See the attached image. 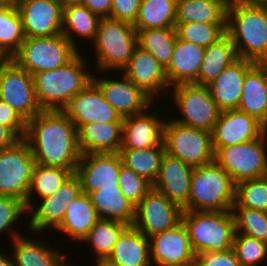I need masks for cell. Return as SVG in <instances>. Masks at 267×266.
I'll use <instances>...</instances> for the list:
<instances>
[{
    "mask_svg": "<svg viewBox=\"0 0 267 266\" xmlns=\"http://www.w3.org/2000/svg\"><path fill=\"white\" fill-rule=\"evenodd\" d=\"M10 0H0V8L5 6Z\"/></svg>",
    "mask_w": 267,
    "mask_h": 266,
    "instance_id": "cell-56",
    "label": "cell"
},
{
    "mask_svg": "<svg viewBox=\"0 0 267 266\" xmlns=\"http://www.w3.org/2000/svg\"><path fill=\"white\" fill-rule=\"evenodd\" d=\"M267 131L259 138L246 143L221 147L214 161L237 184L244 180L267 176Z\"/></svg>",
    "mask_w": 267,
    "mask_h": 266,
    "instance_id": "cell-9",
    "label": "cell"
},
{
    "mask_svg": "<svg viewBox=\"0 0 267 266\" xmlns=\"http://www.w3.org/2000/svg\"><path fill=\"white\" fill-rule=\"evenodd\" d=\"M95 265H96V266H111L110 264H108V263L105 262V261L96 262Z\"/></svg>",
    "mask_w": 267,
    "mask_h": 266,
    "instance_id": "cell-55",
    "label": "cell"
},
{
    "mask_svg": "<svg viewBox=\"0 0 267 266\" xmlns=\"http://www.w3.org/2000/svg\"><path fill=\"white\" fill-rule=\"evenodd\" d=\"M185 225L195 255L202 252H224L233 247L235 220L230 211H186Z\"/></svg>",
    "mask_w": 267,
    "mask_h": 266,
    "instance_id": "cell-5",
    "label": "cell"
},
{
    "mask_svg": "<svg viewBox=\"0 0 267 266\" xmlns=\"http://www.w3.org/2000/svg\"><path fill=\"white\" fill-rule=\"evenodd\" d=\"M236 184L215 161L193 168L186 211H230Z\"/></svg>",
    "mask_w": 267,
    "mask_h": 266,
    "instance_id": "cell-4",
    "label": "cell"
},
{
    "mask_svg": "<svg viewBox=\"0 0 267 266\" xmlns=\"http://www.w3.org/2000/svg\"><path fill=\"white\" fill-rule=\"evenodd\" d=\"M25 37H48L62 33L63 5L60 0H14Z\"/></svg>",
    "mask_w": 267,
    "mask_h": 266,
    "instance_id": "cell-15",
    "label": "cell"
},
{
    "mask_svg": "<svg viewBox=\"0 0 267 266\" xmlns=\"http://www.w3.org/2000/svg\"><path fill=\"white\" fill-rule=\"evenodd\" d=\"M136 31L138 46L151 53L166 69L171 61L177 39L176 28H152Z\"/></svg>",
    "mask_w": 267,
    "mask_h": 266,
    "instance_id": "cell-39",
    "label": "cell"
},
{
    "mask_svg": "<svg viewBox=\"0 0 267 266\" xmlns=\"http://www.w3.org/2000/svg\"><path fill=\"white\" fill-rule=\"evenodd\" d=\"M232 248L241 266H258L267 259V243L245 234L235 233Z\"/></svg>",
    "mask_w": 267,
    "mask_h": 266,
    "instance_id": "cell-44",
    "label": "cell"
},
{
    "mask_svg": "<svg viewBox=\"0 0 267 266\" xmlns=\"http://www.w3.org/2000/svg\"><path fill=\"white\" fill-rule=\"evenodd\" d=\"M168 120V121H167ZM165 152L195 168L214 161L212 134L167 119L163 126Z\"/></svg>",
    "mask_w": 267,
    "mask_h": 266,
    "instance_id": "cell-8",
    "label": "cell"
},
{
    "mask_svg": "<svg viewBox=\"0 0 267 266\" xmlns=\"http://www.w3.org/2000/svg\"><path fill=\"white\" fill-rule=\"evenodd\" d=\"M72 174L71 170L62 167L43 166L36 163L25 203L27 210L35 205L32 197L37 198V200L39 197L40 200L52 196ZM35 193L37 197L33 196Z\"/></svg>",
    "mask_w": 267,
    "mask_h": 266,
    "instance_id": "cell-36",
    "label": "cell"
},
{
    "mask_svg": "<svg viewBox=\"0 0 267 266\" xmlns=\"http://www.w3.org/2000/svg\"><path fill=\"white\" fill-rule=\"evenodd\" d=\"M233 207L253 208L267 212V176L237 183Z\"/></svg>",
    "mask_w": 267,
    "mask_h": 266,
    "instance_id": "cell-43",
    "label": "cell"
},
{
    "mask_svg": "<svg viewBox=\"0 0 267 266\" xmlns=\"http://www.w3.org/2000/svg\"><path fill=\"white\" fill-rule=\"evenodd\" d=\"M254 64L252 61L238 58L207 85L212 99L221 111L239 107L245 74Z\"/></svg>",
    "mask_w": 267,
    "mask_h": 266,
    "instance_id": "cell-24",
    "label": "cell"
},
{
    "mask_svg": "<svg viewBox=\"0 0 267 266\" xmlns=\"http://www.w3.org/2000/svg\"><path fill=\"white\" fill-rule=\"evenodd\" d=\"M88 67L84 55L78 53L63 67L33 74L36 99L41 109L62 110L91 83L93 73Z\"/></svg>",
    "mask_w": 267,
    "mask_h": 266,
    "instance_id": "cell-3",
    "label": "cell"
},
{
    "mask_svg": "<svg viewBox=\"0 0 267 266\" xmlns=\"http://www.w3.org/2000/svg\"><path fill=\"white\" fill-rule=\"evenodd\" d=\"M10 242L12 266H71L60 249L50 248L48 242L39 238L33 240L20 236Z\"/></svg>",
    "mask_w": 267,
    "mask_h": 266,
    "instance_id": "cell-28",
    "label": "cell"
},
{
    "mask_svg": "<svg viewBox=\"0 0 267 266\" xmlns=\"http://www.w3.org/2000/svg\"><path fill=\"white\" fill-rule=\"evenodd\" d=\"M20 139L8 128L0 125V149L8 148Z\"/></svg>",
    "mask_w": 267,
    "mask_h": 266,
    "instance_id": "cell-51",
    "label": "cell"
},
{
    "mask_svg": "<svg viewBox=\"0 0 267 266\" xmlns=\"http://www.w3.org/2000/svg\"><path fill=\"white\" fill-rule=\"evenodd\" d=\"M177 37L203 48H207L221 38L227 30V23H187L175 24Z\"/></svg>",
    "mask_w": 267,
    "mask_h": 266,
    "instance_id": "cell-41",
    "label": "cell"
},
{
    "mask_svg": "<svg viewBox=\"0 0 267 266\" xmlns=\"http://www.w3.org/2000/svg\"><path fill=\"white\" fill-rule=\"evenodd\" d=\"M152 266H194L196 255L181 221L175 227L149 238Z\"/></svg>",
    "mask_w": 267,
    "mask_h": 266,
    "instance_id": "cell-14",
    "label": "cell"
},
{
    "mask_svg": "<svg viewBox=\"0 0 267 266\" xmlns=\"http://www.w3.org/2000/svg\"><path fill=\"white\" fill-rule=\"evenodd\" d=\"M82 5L101 18L110 17L112 0H83Z\"/></svg>",
    "mask_w": 267,
    "mask_h": 266,
    "instance_id": "cell-50",
    "label": "cell"
},
{
    "mask_svg": "<svg viewBox=\"0 0 267 266\" xmlns=\"http://www.w3.org/2000/svg\"><path fill=\"white\" fill-rule=\"evenodd\" d=\"M62 3L63 7L68 6V5H77V4H82L83 0H60Z\"/></svg>",
    "mask_w": 267,
    "mask_h": 266,
    "instance_id": "cell-53",
    "label": "cell"
},
{
    "mask_svg": "<svg viewBox=\"0 0 267 266\" xmlns=\"http://www.w3.org/2000/svg\"><path fill=\"white\" fill-rule=\"evenodd\" d=\"M149 109L143 113L123 118L120 149L152 148L163 142L165 119H162L158 110L150 114Z\"/></svg>",
    "mask_w": 267,
    "mask_h": 266,
    "instance_id": "cell-23",
    "label": "cell"
},
{
    "mask_svg": "<svg viewBox=\"0 0 267 266\" xmlns=\"http://www.w3.org/2000/svg\"><path fill=\"white\" fill-rule=\"evenodd\" d=\"M98 220L90 195L82 192L68 204L64 218L55 230L81 242Z\"/></svg>",
    "mask_w": 267,
    "mask_h": 266,
    "instance_id": "cell-30",
    "label": "cell"
},
{
    "mask_svg": "<svg viewBox=\"0 0 267 266\" xmlns=\"http://www.w3.org/2000/svg\"><path fill=\"white\" fill-rule=\"evenodd\" d=\"M92 44L98 73L121 72L129 64L138 45L137 31L133 24L109 17L101 18Z\"/></svg>",
    "mask_w": 267,
    "mask_h": 266,
    "instance_id": "cell-6",
    "label": "cell"
},
{
    "mask_svg": "<svg viewBox=\"0 0 267 266\" xmlns=\"http://www.w3.org/2000/svg\"><path fill=\"white\" fill-rule=\"evenodd\" d=\"M141 2L142 0H112L109 18L134 24Z\"/></svg>",
    "mask_w": 267,
    "mask_h": 266,
    "instance_id": "cell-49",
    "label": "cell"
},
{
    "mask_svg": "<svg viewBox=\"0 0 267 266\" xmlns=\"http://www.w3.org/2000/svg\"><path fill=\"white\" fill-rule=\"evenodd\" d=\"M27 207L24 201L10 196H0V234H9L12 240L22 236L13 226L27 213ZM4 232V233H3ZM20 233V234H19Z\"/></svg>",
    "mask_w": 267,
    "mask_h": 266,
    "instance_id": "cell-45",
    "label": "cell"
},
{
    "mask_svg": "<svg viewBox=\"0 0 267 266\" xmlns=\"http://www.w3.org/2000/svg\"><path fill=\"white\" fill-rule=\"evenodd\" d=\"M0 99L8 103L26 123L42 111L36 99L32 75L12 59L0 62Z\"/></svg>",
    "mask_w": 267,
    "mask_h": 266,
    "instance_id": "cell-12",
    "label": "cell"
},
{
    "mask_svg": "<svg viewBox=\"0 0 267 266\" xmlns=\"http://www.w3.org/2000/svg\"><path fill=\"white\" fill-rule=\"evenodd\" d=\"M101 17L91 12L82 4L63 7L62 34L79 50L76 39L80 36L88 40H95ZM75 35V36H74Z\"/></svg>",
    "mask_w": 267,
    "mask_h": 266,
    "instance_id": "cell-34",
    "label": "cell"
},
{
    "mask_svg": "<svg viewBox=\"0 0 267 266\" xmlns=\"http://www.w3.org/2000/svg\"><path fill=\"white\" fill-rule=\"evenodd\" d=\"M237 109L267 128V63H255L246 72Z\"/></svg>",
    "mask_w": 267,
    "mask_h": 266,
    "instance_id": "cell-26",
    "label": "cell"
},
{
    "mask_svg": "<svg viewBox=\"0 0 267 266\" xmlns=\"http://www.w3.org/2000/svg\"><path fill=\"white\" fill-rule=\"evenodd\" d=\"M122 76L121 79L115 78L114 80V78H107L105 75L99 79L93 74L92 81L122 118L143 113L148 108L156 110V107H153L155 101L124 74Z\"/></svg>",
    "mask_w": 267,
    "mask_h": 266,
    "instance_id": "cell-18",
    "label": "cell"
},
{
    "mask_svg": "<svg viewBox=\"0 0 267 266\" xmlns=\"http://www.w3.org/2000/svg\"><path fill=\"white\" fill-rule=\"evenodd\" d=\"M182 212L178 204L152 188L135 207L133 226L150 238L180 223Z\"/></svg>",
    "mask_w": 267,
    "mask_h": 266,
    "instance_id": "cell-13",
    "label": "cell"
},
{
    "mask_svg": "<svg viewBox=\"0 0 267 266\" xmlns=\"http://www.w3.org/2000/svg\"><path fill=\"white\" fill-rule=\"evenodd\" d=\"M229 0H177L175 24L227 23Z\"/></svg>",
    "mask_w": 267,
    "mask_h": 266,
    "instance_id": "cell-32",
    "label": "cell"
},
{
    "mask_svg": "<svg viewBox=\"0 0 267 266\" xmlns=\"http://www.w3.org/2000/svg\"><path fill=\"white\" fill-rule=\"evenodd\" d=\"M267 128L256 118L238 109L221 111L212 134L213 149L246 143L261 137Z\"/></svg>",
    "mask_w": 267,
    "mask_h": 266,
    "instance_id": "cell-20",
    "label": "cell"
},
{
    "mask_svg": "<svg viewBox=\"0 0 267 266\" xmlns=\"http://www.w3.org/2000/svg\"><path fill=\"white\" fill-rule=\"evenodd\" d=\"M76 128L96 122H123L121 115L104 98L99 87L91 81L62 109Z\"/></svg>",
    "mask_w": 267,
    "mask_h": 266,
    "instance_id": "cell-19",
    "label": "cell"
},
{
    "mask_svg": "<svg viewBox=\"0 0 267 266\" xmlns=\"http://www.w3.org/2000/svg\"><path fill=\"white\" fill-rule=\"evenodd\" d=\"M177 0H142L136 30L175 27Z\"/></svg>",
    "mask_w": 267,
    "mask_h": 266,
    "instance_id": "cell-40",
    "label": "cell"
},
{
    "mask_svg": "<svg viewBox=\"0 0 267 266\" xmlns=\"http://www.w3.org/2000/svg\"><path fill=\"white\" fill-rule=\"evenodd\" d=\"M173 103L182 118L174 117L173 121L191 128L212 132L221 110L212 99L208 86L195 83H182L171 90Z\"/></svg>",
    "mask_w": 267,
    "mask_h": 266,
    "instance_id": "cell-10",
    "label": "cell"
},
{
    "mask_svg": "<svg viewBox=\"0 0 267 266\" xmlns=\"http://www.w3.org/2000/svg\"><path fill=\"white\" fill-rule=\"evenodd\" d=\"M26 122L5 101L0 99V125L8 127L19 139L26 134Z\"/></svg>",
    "mask_w": 267,
    "mask_h": 266,
    "instance_id": "cell-48",
    "label": "cell"
},
{
    "mask_svg": "<svg viewBox=\"0 0 267 266\" xmlns=\"http://www.w3.org/2000/svg\"><path fill=\"white\" fill-rule=\"evenodd\" d=\"M226 33L238 58L267 63V3L229 1Z\"/></svg>",
    "mask_w": 267,
    "mask_h": 266,
    "instance_id": "cell-2",
    "label": "cell"
},
{
    "mask_svg": "<svg viewBox=\"0 0 267 266\" xmlns=\"http://www.w3.org/2000/svg\"><path fill=\"white\" fill-rule=\"evenodd\" d=\"M79 52L61 33L48 37H26L11 59L33 75L63 67Z\"/></svg>",
    "mask_w": 267,
    "mask_h": 266,
    "instance_id": "cell-7",
    "label": "cell"
},
{
    "mask_svg": "<svg viewBox=\"0 0 267 266\" xmlns=\"http://www.w3.org/2000/svg\"><path fill=\"white\" fill-rule=\"evenodd\" d=\"M192 173L193 167L165 152L152 188L183 209L188 204Z\"/></svg>",
    "mask_w": 267,
    "mask_h": 266,
    "instance_id": "cell-22",
    "label": "cell"
},
{
    "mask_svg": "<svg viewBox=\"0 0 267 266\" xmlns=\"http://www.w3.org/2000/svg\"><path fill=\"white\" fill-rule=\"evenodd\" d=\"M194 266H241L233 248L224 252H202L196 255Z\"/></svg>",
    "mask_w": 267,
    "mask_h": 266,
    "instance_id": "cell-47",
    "label": "cell"
},
{
    "mask_svg": "<svg viewBox=\"0 0 267 266\" xmlns=\"http://www.w3.org/2000/svg\"><path fill=\"white\" fill-rule=\"evenodd\" d=\"M128 226L115 220L99 219L82 241L92 247L96 262L106 261L119 236Z\"/></svg>",
    "mask_w": 267,
    "mask_h": 266,
    "instance_id": "cell-38",
    "label": "cell"
},
{
    "mask_svg": "<svg viewBox=\"0 0 267 266\" xmlns=\"http://www.w3.org/2000/svg\"><path fill=\"white\" fill-rule=\"evenodd\" d=\"M237 59L235 45L230 36L225 33L214 44L205 48L204 59L198 74V85L207 86Z\"/></svg>",
    "mask_w": 267,
    "mask_h": 266,
    "instance_id": "cell-33",
    "label": "cell"
},
{
    "mask_svg": "<svg viewBox=\"0 0 267 266\" xmlns=\"http://www.w3.org/2000/svg\"><path fill=\"white\" fill-rule=\"evenodd\" d=\"M0 266H12L11 257H7L2 252L0 253Z\"/></svg>",
    "mask_w": 267,
    "mask_h": 266,
    "instance_id": "cell-52",
    "label": "cell"
},
{
    "mask_svg": "<svg viewBox=\"0 0 267 266\" xmlns=\"http://www.w3.org/2000/svg\"><path fill=\"white\" fill-rule=\"evenodd\" d=\"M22 20L14 0L0 8V57L11 59L25 39Z\"/></svg>",
    "mask_w": 267,
    "mask_h": 266,
    "instance_id": "cell-35",
    "label": "cell"
},
{
    "mask_svg": "<svg viewBox=\"0 0 267 266\" xmlns=\"http://www.w3.org/2000/svg\"><path fill=\"white\" fill-rule=\"evenodd\" d=\"M24 139L37 164L75 173L82 152L77 128L62 110H42L27 122Z\"/></svg>",
    "mask_w": 267,
    "mask_h": 266,
    "instance_id": "cell-1",
    "label": "cell"
},
{
    "mask_svg": "<svg viewBox=\"0 0 267 266\" xmlns=\"http://www.w3.org/2000/svg\"><path fill=\"white\" fill-rule=\"evenodd\" d=\"M36 161L30 145L20 139L13 146L0 149V196H10L26 203Z\"/></svg>",
    "mask_w": 267,
    "mask_h": 266,
    "instance_id": "cell-11",
    "label": "cell"
},
{
    "mask_svg": "<svg viewBox=\"0 0 267 266\" xmlns=\"http://www.w3.org/2000/svg\"><path fill=\"white\" fill-rule=\"evenodd\" d=\"M89 195L99 219L115 220L133 226L135 206L125 197L120 187L97 189Z\"/></svg>",
    "mask_w": 267,
    "mask_h": 266,
    "instance_id": "cell-31",
    "label": "cell"
},
{
    "mask_svg": "<svg viewBox=\"0 0 267 266\" xmlns=\"http://www.w3.org/2000/svg\"><path fill=\"white\" fill-rule=\"evenodd\" d=\"M121 72L154 101L159 94L162 96L164 89L170 90L165 68L151 53L138 45L133 51L129 64Z\"/></svg>",
    "mask_w": 267,
    "mask_h": 266,
    "instance_id": "cell-21",
    "label": "cell"
},
{
    "mask_svg": "<svg viewBox=\"0 0 267 266\" xmlns=\"http://www.w3.org/2000/svg\"><path fill=\"white\" fill-rule=\"evenodd\" d=\"M123 122H96L77 128L82 154L119 153L122 145Z\"/></svg>",
    "mask_w": 267,
    "mask_h": 266,
    "instance_id": "cell-27",
    "label": "cell"
},
{
    "mask_svg": "<svg viewBox=\"0 0 267 266\" xmlns=\"http://www.w3.org/2000/svg\"><path fill=\"white\" fill-rule=\"evenodd\" d=\"M239 3H267V0H229Z\"/></svg>",
    "mask_w": 267,
    "mask_h": 266,
    "instance_id": "cell-54",
    "label": "cell"
},
{
    "mask_svg": "<svg viewBox=\"0 0 267 266\" xmlns=\"http://www.w3.org/2000/svg\"><path fill=\"white\" fill-rule=\"evenodd\" d=\"M119 154L123 165L153 184L159 174L165 145L162 142L152 148L120 149Z\"/></svg>",
    "mask_w": 267,
    "mask_h": 266,
    "instance_id": "cell-37",
    "label": "cell"
},
{
    "mask_svg": "<svg viewBox=\"0 0 267 266\" xmlns=\"http://www.w3.org/2000/svg\"><path fill=\"white\" fill-rule=\"evenodd\" d=\"M82 193L79 178L73 173L52 196L42 198L39 205H33L27 226L29 232L40 233L46 229H56L62 222L68 204ZM37 206V207H36Z\"/></svg>",
    "mask_w": 267,
    "mask_h": 266,
    "instance_id": "cell-16",
    "label": "cell"
},
{
    "mask_svg": "<svg viewBox=\"0 0 267 266\" xmlns=\"http://www.w3.org/2000/svg\"><path fill=\"white\" fill-rule=\"evenodd\" d=\"M122 164L119 153L82 154L75 170L82 192L90 194L97 189L119 187Z\"/></svg>",
    "mask_w": 267,
    "mask_h": 266,
    "instance_id": "cell-17",
    "label": "cell"
},
{
    "mask_svg": "<svg viewBox=\"0 0 267 266\" xmlns=\"http://www.w3.org/2000/svg\"><path fill=\"white\" fill-rule=\"evenodd\" d=\"M119 187L129 202L136 207L152 189V184L122 164L119 172Z\"/></svg>",
    "mask_w": 267,
    "mask_h": 266,
    "instance_id": "cell-46",
    "label": "cell"
},
{
    "mask_svg": "<svg viewBox=\"0 0 267 266\" xmlns=\"http://www.w3.org/2000/svg\"><path fill=\"white\" fill-rule=\"evenodd\" d=\"M105 262L111 266H152L149 238L134 226H128Z\"/></svg>",
    "mask_w": 267,
    "mask_h": 266,
    "instance_id": "cell-29",
    "label": "cell"
},
{
    "mask_svg": "<svg viewBox=\"0 0 267 266\" xmlns=\"http://www.w3.org/2000/svg\"><path fill=\"white\" fill-rule=\"evenodd\" d=\"M205 48L177 37L171 61L165 69L170 86L182 83L198 84V74Z\"/></svg>",
    "mask_w": 267,
    "mask_h": 266,
    "instance_id": "cell-25",
    "label": "cell"
},
{
    "mask_svg": "<svg viewBox=\"0 0 267 266\" xmlns=\"http://www.w3.org/2000/svg\"><path fill=\"white\" fill-rule=\"evenodd\" d=\"M235 233L245 234L267 243V212L253 208L232 207Z\"/></svg>",
    "mask_w": 267,
    "mask_h": 266,
    "instance_id": "cell-42",
    "label": "cell"
}]
</instances>
